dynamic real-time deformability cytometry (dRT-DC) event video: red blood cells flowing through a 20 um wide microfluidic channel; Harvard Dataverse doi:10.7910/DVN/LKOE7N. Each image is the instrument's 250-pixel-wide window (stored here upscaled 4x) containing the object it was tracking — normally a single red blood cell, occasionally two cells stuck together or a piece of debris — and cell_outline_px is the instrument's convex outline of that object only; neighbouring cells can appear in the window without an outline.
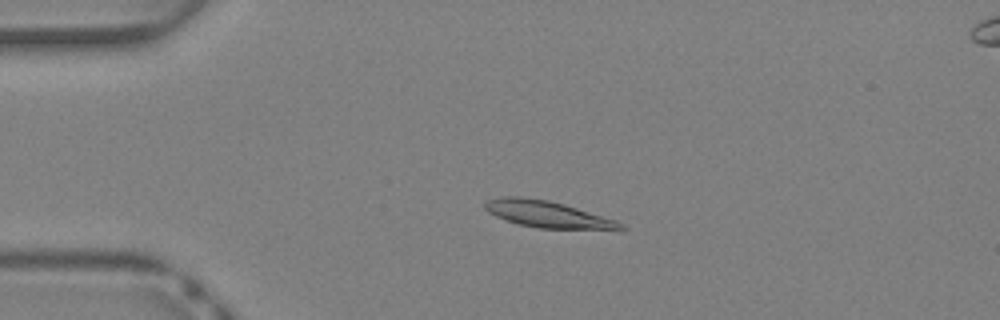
{"species": "Egyptian fruit bat (a non-hibernating species)", "species_latin": "Rousettus aegyptiacus", "temperature_condition": "warm", "stored_images_in_passage": 36, "camera_frame_rate_fps": 3000, "um_per_image_px": 0.085, "animal": {"sex": "female"}, "frame": {"image": 1, "passage_image": 7, "time_ms": 2.0, "image_size_px": [1000, 320], "cell_outline_px": [[628, 228], [540, 228], [516, 224], [496, 216], [488, 212], [484, 208], [484, 204], [488, 200], [504, 196], [520, 196], [548, 200], [564, 204], [616, 220], [624, 224]], "centroid_in_image_um": [46.45, 18.19], "position_along_channel_um": 38.5, "area_um2": 20.58}}
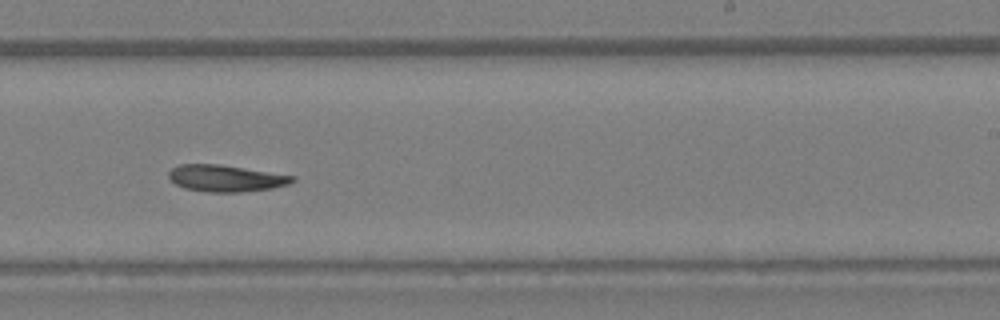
{"frame": {"image": 2, "passage_image": 23, "time_ms": 7.333, "image_size_px": [1000, 320], "cell_outline_px": [[296, 180], [288, 184], [272, 188], [240, 192], [208, 192], [184, 188], [176, 184], [168, 176], [168, 172], [172, 168], [180, 164], [220, 164], [296, 176]], "centroid_in_image_um": [19.2, 15.15], "position_along_channel_um": 269.8, "area_um2": 19.19}}
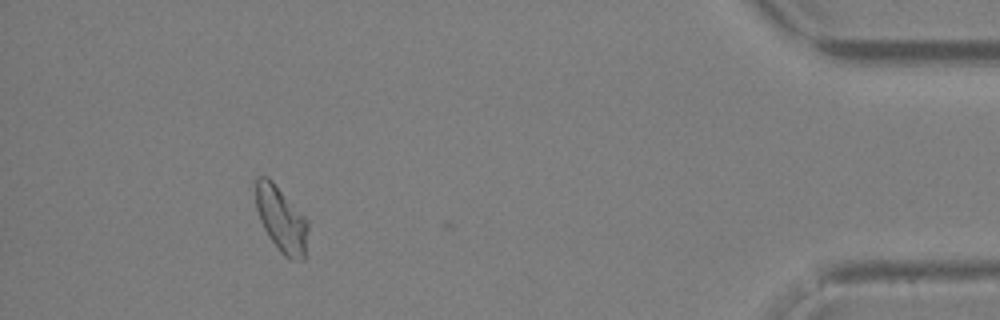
{"frame": {"image": 3, "passage_image": 35, "time_ms": 11.333, "image_size_px": [1000, 320], "cell_outline_px": [[308, 228], [304, 260], [292, 260], [284, 256], [280, 252], [268, 236], [260, 220], [256, 208], [256, 180], [260, 176], [268, 176], [272, 180], [308, 220]], "centroid_in_image_um": [23.92, 18.66], "position_along_channel_um": 411.3, "area_um2": 19.88}}